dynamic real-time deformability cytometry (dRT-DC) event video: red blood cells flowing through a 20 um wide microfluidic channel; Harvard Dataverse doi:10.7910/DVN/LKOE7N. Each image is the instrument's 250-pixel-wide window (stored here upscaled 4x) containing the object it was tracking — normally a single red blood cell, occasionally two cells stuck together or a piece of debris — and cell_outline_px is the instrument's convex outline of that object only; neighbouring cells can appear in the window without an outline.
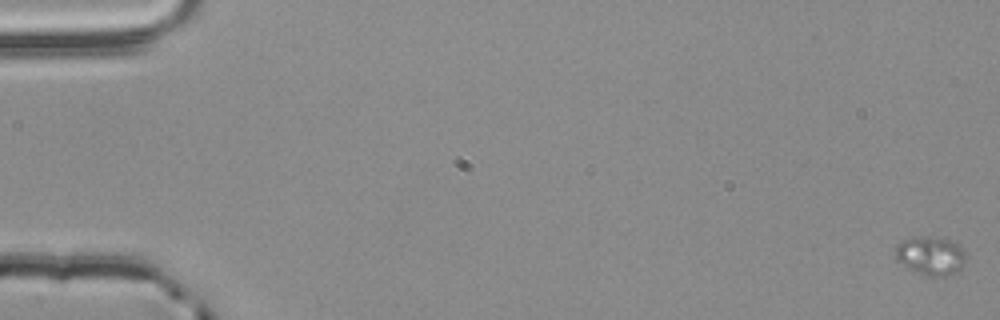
{"species": "common noctule bat (a hibernating species)", "species_latin": "Nyctalus noctula", "temperature_condition": "room temperature", "stored_images_in_passage": 20, "camera_frame_rate_fps": 3000, "um_per_image_px": 0.085, "animal": {"sex": "male", "body_mass_g": 20.4}, "frame": {"image": 1, "passage_image": 1, "time_ms": 0.0, "image_size_px": [1000, 320], "cell_outline_px": [[964, 264], [956, 272], [944, 276], [932, 276], [908, 268], [896, 260], [896, 244], [912, 236], [928, 236], [948, 240], [956, 244], [964, 252]], "centroid_in_image_um": [79.06, 21.72], "position_along_channel_um": 5.9, "area_um2": 15.49}}